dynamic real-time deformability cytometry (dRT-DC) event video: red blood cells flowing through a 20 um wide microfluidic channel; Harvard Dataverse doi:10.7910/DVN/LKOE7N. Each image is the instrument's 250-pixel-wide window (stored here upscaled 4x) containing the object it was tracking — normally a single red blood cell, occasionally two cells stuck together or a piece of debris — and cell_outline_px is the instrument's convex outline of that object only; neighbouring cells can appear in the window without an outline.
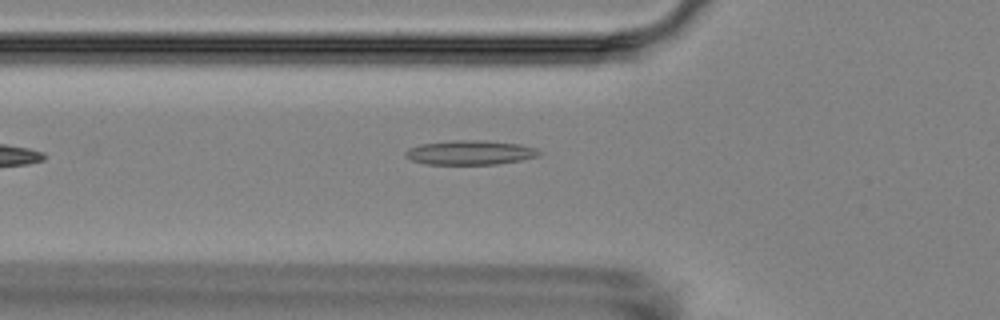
{"species": "Egyptian fruit bat (a non-hibernating species)", "species_latin": "Rousettus aegyptiacus", "temperature_condition": "room temperature", "stored_images_in_passage": 6, "camera_frame_rate_fps": 3000, "um_per_image_px": 0.085, "animal": {"sex": "female"}, "frame": {"image": 1, "passage_image": 6, "time_ms": 5.667, "image_size_px": [1000, 320], "cell_outline_px": [[540, 152], [536, 156], [520, 160], [496, 164], [424, 164], [412, 160], [404, 156], [404, 152], [408, 148], [420, 144], [452, 140], [484, 140], [520, 144], [536, 148]], "centroid_in_image_um": [39.9, 12.96], "position_along_channel_um": 85.9, "area_um2": 18.96}}